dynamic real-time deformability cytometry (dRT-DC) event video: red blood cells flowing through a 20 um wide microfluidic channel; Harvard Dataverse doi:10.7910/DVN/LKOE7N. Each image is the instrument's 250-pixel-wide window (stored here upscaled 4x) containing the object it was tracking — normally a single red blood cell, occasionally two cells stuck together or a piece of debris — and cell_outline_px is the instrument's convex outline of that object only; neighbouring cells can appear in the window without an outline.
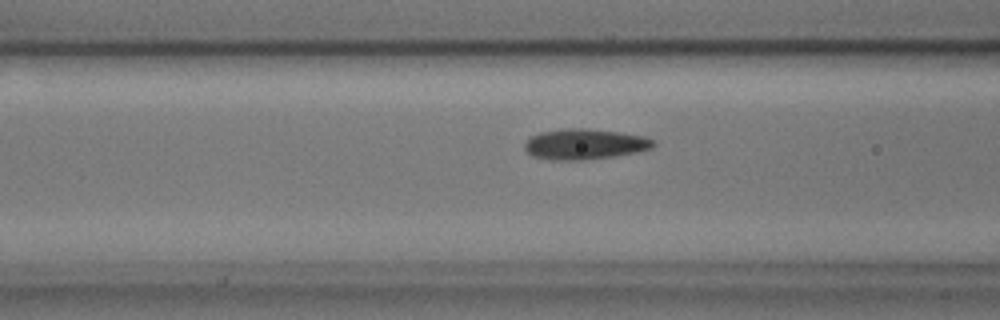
{"species": "common noctule bat (a hibernating species)", "species_latin": "Nyctalus noctula", "temperature_condition": "cold", "stored_images_in_passage": 54, "camera_frame_rate_fps": 3000, "um_per_image_px": 0.085, "animal": {"sex": "male", "body_mass_g": 17.9, "forearm_length_mm": 54.2}, "frame": {"image": 1, "passage_image": 20, "time_ms": 6.333, "image_size_px": [1000, 320], "cell_outline_px": [[656, 144], [652, 148], [636, 152], [616, 156], [580, 160], [552, 160], [532, 156], [524, 148], [524, 144], [532, 136], [540, 132], [564, 128], [588, 128], [620, 132], [644, 136], [652, 140]], "centroid_in_image_um": [49.7, 12.25], "position_along_channel_um": 116.9, "area_um2": 22.95}}
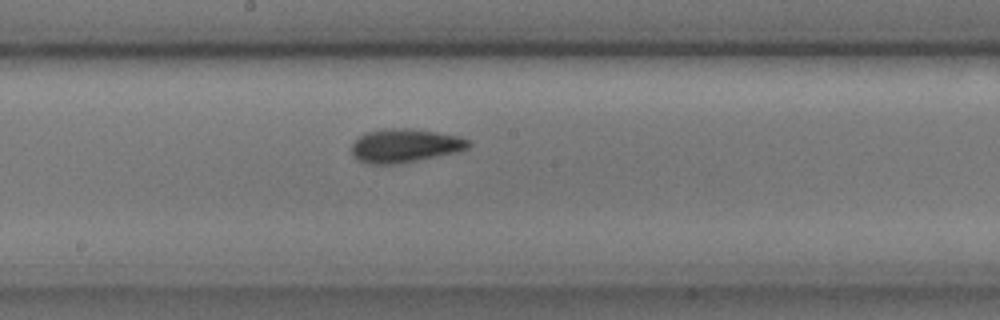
{"frame": {"image": 2, "passage_image": 28, "time_ms": 9.0, "image_size_px": [1000, 320], "cell_outline_px": [[472, 144], [468, 148], [456, 152], [396, 164], [368, 164], [356, 160], [352, 156], [352, 144], [364, 132], [392, 128], [408, 128], [436, 132], [460, 136], [468, 140]], "centroid_in_image_um": [34.39, 12.38], "position_along_channel_um": 213.8, "area_um2": 22.83}}
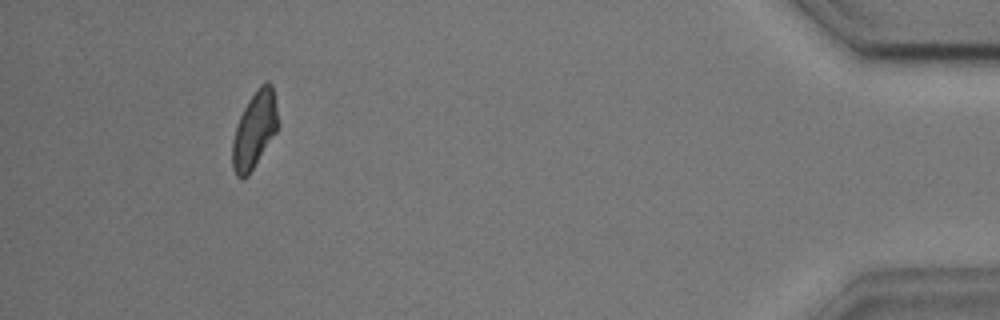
{"frame": {"image": 3, "passage_image": 50, "time_ms": 16.333, "image_size_px": [1000, 320], "cell_outline_px": [[276, 132], [248, 176], [236, 176], [232, 168], [232, 140], [236, 124], [248, 100], [256, 88], [260, 84], [268, 80], [272, 84], [276, 108]], "centroid_in_image_um": [21.6, 11.02], "position_along_channel_um": 413.6, "area_um2": 20.06}, "authors_computed_cell_mechanics": {"area_um2": 21.2704, "velocity_mm_per_s": 3.629, "shape_relaxation_time_tau1_ms": 2.7876, "shape_relaxation_time_tau2_ms": 2.4923, "deformation_change_tau1": 0.0985, "deformation_change_tau2": 0.0809}}